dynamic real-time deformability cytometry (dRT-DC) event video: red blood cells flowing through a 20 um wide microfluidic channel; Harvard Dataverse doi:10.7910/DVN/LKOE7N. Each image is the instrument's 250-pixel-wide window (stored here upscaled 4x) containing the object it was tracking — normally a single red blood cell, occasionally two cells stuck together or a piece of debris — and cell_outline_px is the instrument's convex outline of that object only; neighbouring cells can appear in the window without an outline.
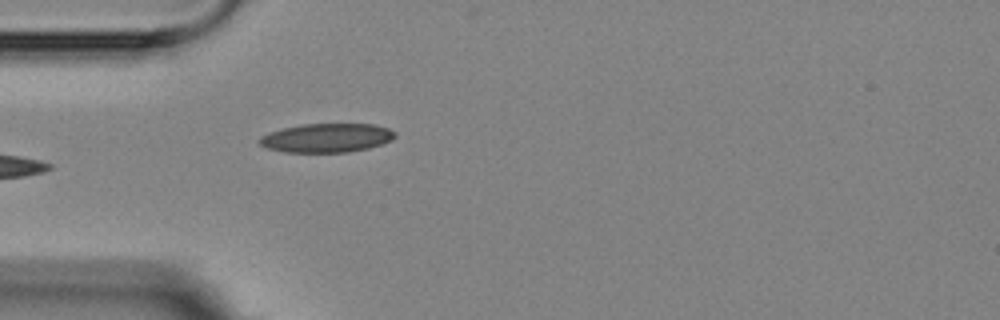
{"species": "Egyptian fruit bat (a non-hibernating species)", "species_latin": "Rousettus aegyptiacus", "temperature_condition": "room temperature", "stored_images_in_passage": 5, "camera_frame_rate_fps": 3000, "um_per_image_px": 0.085, "animal": {"sex": "female"}, "frame": {"image": 1, "passage_image": 5, "time_ms": 4.667, "image_size_px": [1000, 320], "cell_outline_px": [[396, 136], [392, 140], [368, 148], [348, 152], [284, 152], [268, 148], [260, 144], [260, 136], [284, 128], [300, 124], [372, 124], [388, 128], [396, 132]], "centroid_in_image_um": [27.8, 11.72], "position_along_channel_um": 57.2, "area_um2": 22.66}}